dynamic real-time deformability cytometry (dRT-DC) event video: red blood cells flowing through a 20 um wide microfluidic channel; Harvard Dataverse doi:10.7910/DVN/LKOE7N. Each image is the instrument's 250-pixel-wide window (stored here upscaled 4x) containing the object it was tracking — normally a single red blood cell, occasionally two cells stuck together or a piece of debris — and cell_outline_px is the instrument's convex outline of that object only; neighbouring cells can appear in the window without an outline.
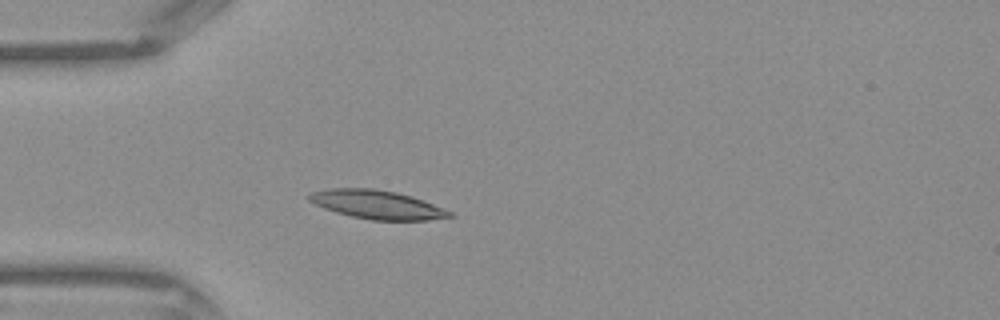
{"species": "Egyptian fruit bat (a non-hibernating species)", "species_latin": "Rousettus aegyptiacus", "temperature_condition": "warm", "stored_images_in_passage": 31, "camera_frame_rate_fps": 3000, "um_per_image_px": 0.085, "frame": {"image": 1, "passage_image": 3, "time_ms": 0.667, "image_size_px": [1000, 320], "cell_outline_px": [[456, 216], [428, 220], [372, 220], [352, 216], [336, 212], [324, 208], [308, 200], [308, 196], [312, 192], [328, 188], [372, 188], [396, 192], [412, 196], [452, 212]], "centroid_in_image_um": [32.05, 17.39], "position_along_channel_um": 52.9, "area_um2": 23.29}}
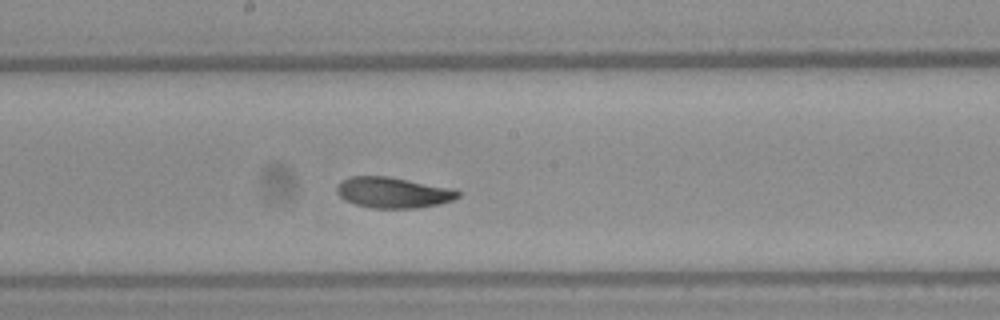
{"frame": {"image": 2, "passage_image": 14, "time_ms": 4.333, "image_size_px": [1000, 320], "cell_outline_px": [[460, 196], [452, 200], [440, 204], [416, 208], [372, 208], [356, 204], [344, 200], [336, 192], [336, 188], [344, 180], [352, 176], [388, 176], [452, 188], [460, 192]], "centroid_in_image_um": [33.43, 16.37], "position_along_channel_um": 214.8, "area_um2": 21.62}}
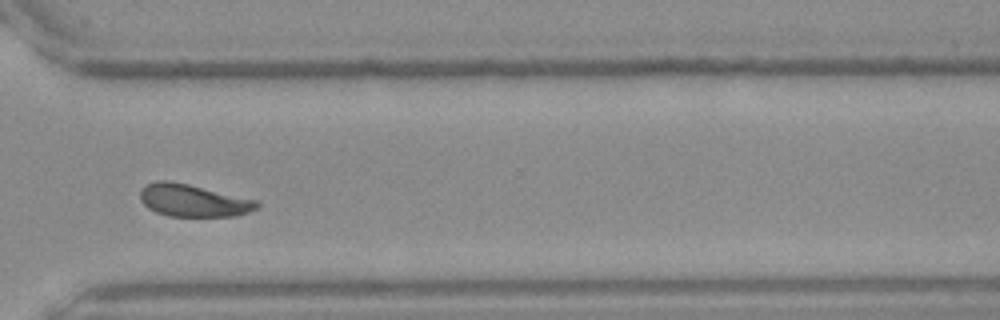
{"frame": {"image": 3, "passage_image": 23, "time_ms": 7.333, "image_size_px": [1000, 320], "cell_outline_px": [[260, 204], [256, 208], [248, 212], [236, 216], [168, 216], [156, 212], [148, 208], [140, 200], [140, 192], [148, 184], [156, 180], [164, 180], [188, 184], [256, 200]], "centroid_in_image_um": [16.41, 17.05], "position_along_channel_um": 354.2, "area_um2": 21.73}}